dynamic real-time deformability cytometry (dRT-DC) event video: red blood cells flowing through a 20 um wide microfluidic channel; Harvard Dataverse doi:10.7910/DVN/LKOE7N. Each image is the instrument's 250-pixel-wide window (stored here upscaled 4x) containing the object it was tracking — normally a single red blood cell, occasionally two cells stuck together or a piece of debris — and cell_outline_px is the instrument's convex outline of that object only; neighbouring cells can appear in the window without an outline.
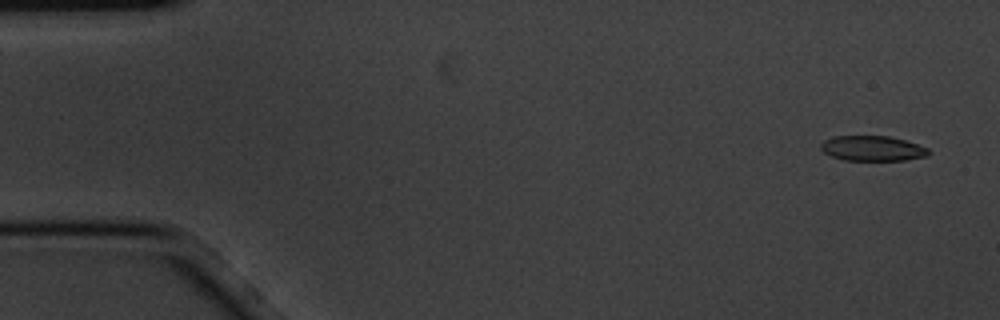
{"species": "common noctule bat (a hibernating species)", "species_latin": "Nyctalus noctula", "temperature_condition": "cold", "stored_images_in_passage": 5, "camera_frame_rate_fps": 3000, "um_per_image_px": 0.085, "animal": {"sex": "male", "body_mass_g": 20.1, "forearm_length_mm": 53.5}, "frame": {"image": 1, "passage_image": 1, "time_ms": 0.0, "image_size_px": [1000, 320], "cell_outline_px": [[932, 152], [928, 156], [904, 160], [844, 160], [832, 156], [824, 152], [820, 148], [820, 144], [824, 140], [832, 136], [888, 136], [904, 140], [928, 148]], "centroid_in_image_um": [74.16, 12.61], "position_along_channel_um": 10.8, "area_um2": 15.78}}
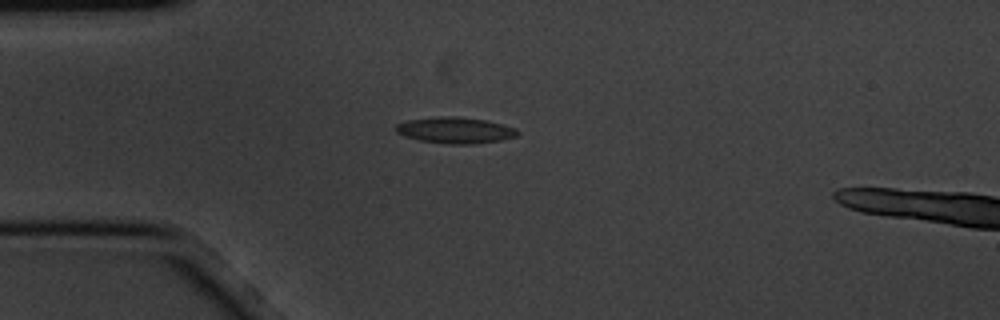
{"frame": {"image": 2, "passage_image": 4, "time_ms": 1.0, "image_size_px": [1000, 320], "cell_outline_px": [[520, 132], [516, 136], [500, 140], [476, 144], [452, 144], [420, 140], [404, 136], [396, 132], [396, 124], [408, 120], [436, 116], [456, 116], [484, 120], [516, 128]], "centroid_in_image_um": [38.68, 11.07], "position_along_channel_um": 46.3, "area_um2": 18.44}}